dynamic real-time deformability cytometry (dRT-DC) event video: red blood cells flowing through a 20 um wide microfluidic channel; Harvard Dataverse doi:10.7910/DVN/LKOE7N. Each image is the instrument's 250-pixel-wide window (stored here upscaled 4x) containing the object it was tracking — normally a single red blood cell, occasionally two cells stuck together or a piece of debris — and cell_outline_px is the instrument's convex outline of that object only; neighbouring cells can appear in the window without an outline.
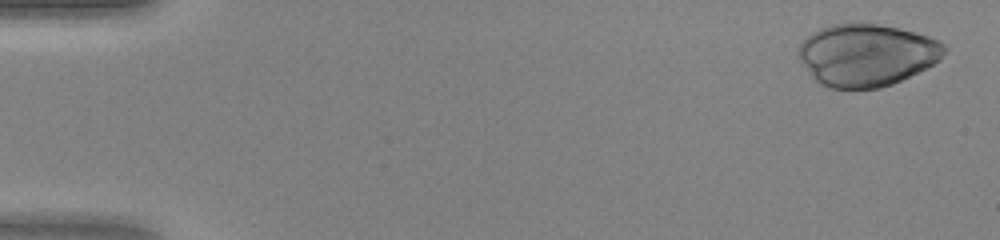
{"species": "human", "species_latin": "Homo sapiens", "temperature_condition": "warm", "stored_images_in_passage": 38, "camera_frame_rate_fps": 3000, "um_per_image_px": 0.085, "donor": {"sex": "female"}, "frame": {"image": 1, "passage_image": 2, "time_ms": 0.333, "image_size_px": [1000, 240], "cell_outline_px": [[948, 48], [940, 60], [892, 84], [880, 88], [832, 88], [820, 84], [812, 76], [800, 60], [796, 52], [800, 44], [812, 32], [828, 24], [868, 20], [916, 32], [940, 40]], "centroid_in_image_um": [73.66, 4.61], "position_along_channel_um": 11.3, "area_um2": 53.58}}
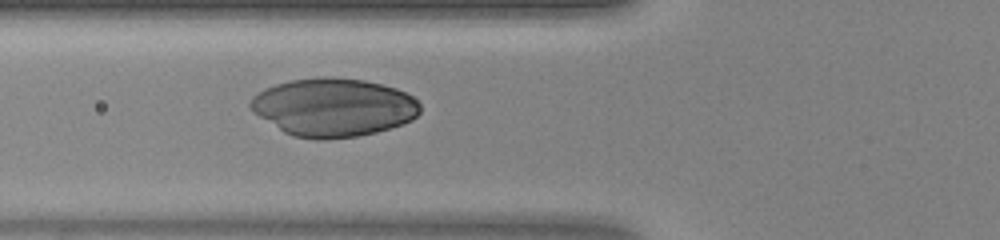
{"frame": {"image": 2, "passage_image": 18, "time_ms": 5.667, "image_size_px": [1000, 240], "cell_outline_px": [[420, 112], [412, 120], [376, 132], [356, 136], [324, 140], [316, 140], [292, 136], [284, 132], [260, 116], [248, 104], [252, 96], [264, 88], [288, 80], [324, 76], [332, 76], [364, 80], [396, 88], [412, 96], [420, 104]], "centroid_in_image_um": [28.33, 9.11], "position_along_channel_um": 97.5, "area_um2": 57.57}}
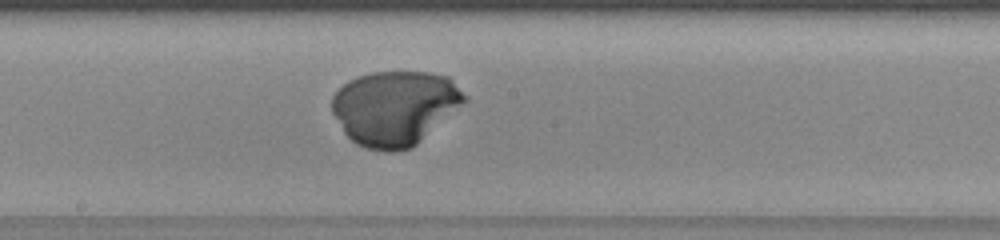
{"frame": {"image": 3, "passage_image": 26, "time_ms": 8.333, "image_size_px": [1000, 240], "cell_outline_px": [[468, 100], [412, 148], [396, 152], [388, 152], [368, 148], [356, 144], [344, 132], [332, 112], [332, 96], [348, 80], [356, 76], [372, 72], [428, 72], [448, 76], [468, 96]], "centroid_in_image_um": [33.58, 9.16], "position_along_channel_um": 214.6, "area_um2": 57.68}}